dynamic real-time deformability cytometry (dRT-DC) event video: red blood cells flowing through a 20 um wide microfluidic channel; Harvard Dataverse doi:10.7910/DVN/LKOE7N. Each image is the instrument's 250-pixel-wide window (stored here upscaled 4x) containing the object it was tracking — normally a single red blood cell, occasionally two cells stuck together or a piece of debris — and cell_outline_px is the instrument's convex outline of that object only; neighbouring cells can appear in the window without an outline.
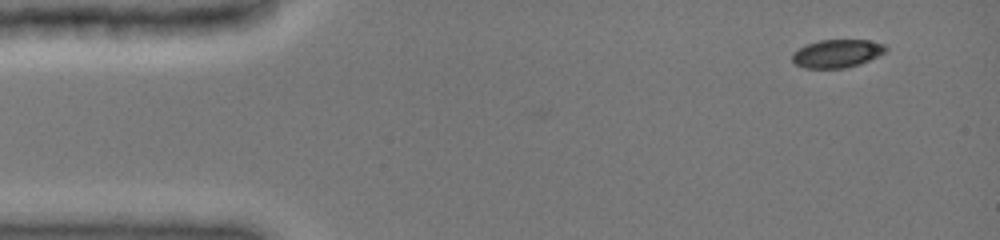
{"species": "common noctule bat (a hibernating species)", "species_latin": "Nyctalus noctula", "temperature_condition": "cold", "stored_images_in_passage": 45, "camera_frame_rate_fps": 3000, "um_per_image_px": 0.085, "animal": {"sex": "female", "body_mass_g": 19.0, "forearm_length_mm": 51.5}, "frame": {"image": 1, "passage_image": 1, "time_ms": 0.0, "image_size_px": [1000, 240], "cell_outline_px": [[888, 48], [884, 52], [860, 64], [844, 68], [804, 68], [796, 64], [792, 60], [792, 52], [804, 44], [820, 40], [868, 40], [884, 44]], "centroid_in_image_um": [71.1, 4.54], "position_along_channel_um": 13.9, "area_um2": 15.32}}
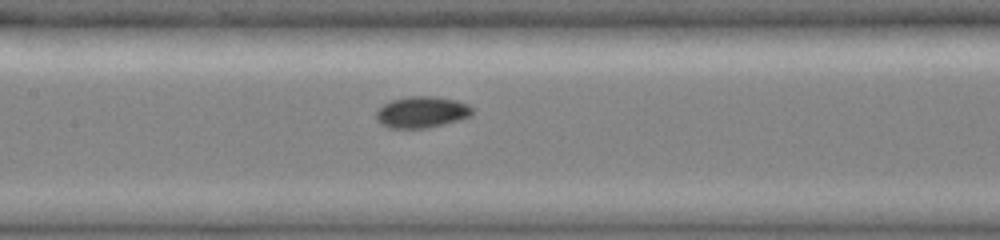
{"frame": {"image": 2, "passage_image": 20, "time_ms": 6.333, "image_size_px": [1000, 240], "cell_outline_px": [[476, 112], [472, 116], [460, 120], [428, 128], [388, 128], [380, 124], [376, 120], [376, 112], [384, 104], [392, 100], [412, 96], [432, 96], [456, 100], [468, 104]], "centroid_in_image_um": [35.88, 9.54], "position_along_channel_um": 171.5, "area_um2": 17.74}}
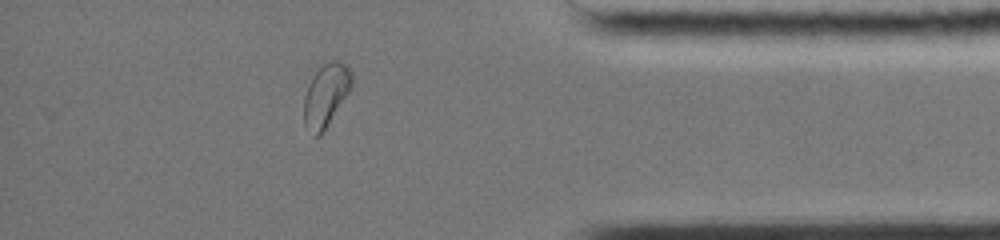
{"frame": {"image": 3, "passage_image": 39, "time_ms": 12.667, "image_size_px": [1000, 240], "cell_outline_px": [[352, 88], [324, 132], [320, 136], [312, 136], [304, 124], [304, 96], [308, 84], [312, 76], [320, 64], [332, 60], [340, 60], [352, 72]], "centroid_in_image_um": [27.7, 8.09], "position_along_channel_um": 407.5, "area_um2": 17.98}, "authors_computed_cell_mechanics": {"area_um2": 16.762, "velocity_mm_per_s": 3.976, "shape_relaxation_time_tau1_ms": 1.9449, "shape_relaxation_time_tau2_ms": 3.2312, "deformation_change_tau1": 0.0682, "deformation_change_tau2": 0.0507}}